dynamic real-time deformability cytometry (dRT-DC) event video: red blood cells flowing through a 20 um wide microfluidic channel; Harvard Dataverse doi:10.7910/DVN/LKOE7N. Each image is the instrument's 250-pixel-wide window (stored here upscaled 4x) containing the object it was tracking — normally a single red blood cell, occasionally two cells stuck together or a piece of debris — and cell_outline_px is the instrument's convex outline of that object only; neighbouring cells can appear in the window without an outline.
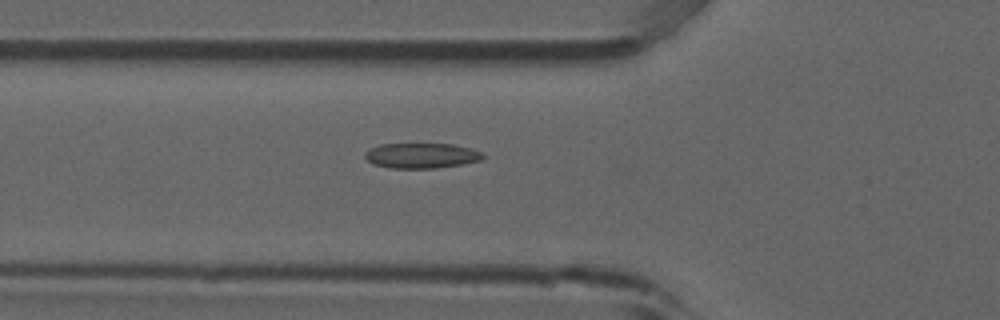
{"species": "common noctule bat (a hibernating species)", "species_latin": "Nyctalus noctula", "temperature_condition": "room temperature", "stored_images_in_passage": 37, "camera_frame_rate_fps": 3000, "um_per_image_px": 0.085, "animal": {"sex": "male", "forearm_length_mm": 52.5}, "frame": {"image": 1, "passage_image": 9, "time_ms": 2.667, "image_size_px": [1000, 320], "cell_outline_px": [[484, 156], [480, 160], [464, 164], [436, 168], [392, 168], [376, 164], [368, 160], [364, 156], [364, 152], [368, 148], [380, 144], [452, 144], [472, 148], [480, 152]], "centroid_in_image_um": [35.81, 13.22], "position_along_channel_um": 90.0, "area_um2": 17.28}}
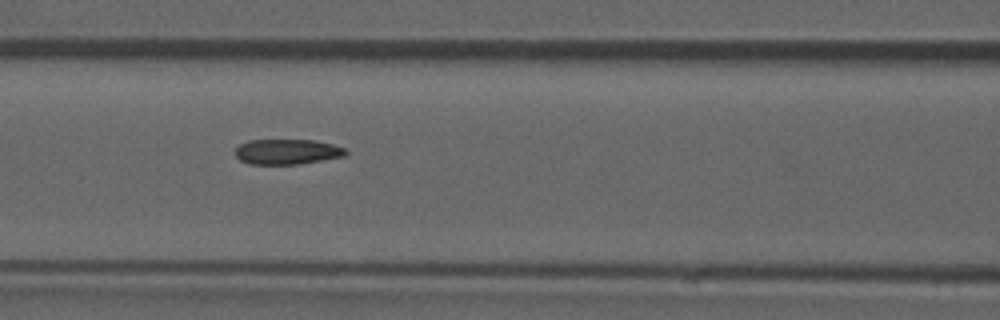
{"frame": {"image": 2, "passage_image": 13, "time_ms": 4.0, "image_size_px": [1000, 320], "cell_outline_px": [[348, 152], [344, 156], [300, 164], [248, 164], [240, 160], [236, 156], [236, 148], [240, 144], [248, 140], [316, 140], [332, 144], [344, 148]], "centroid_in_image_um": [24.4, 12.89], "position_along_channel_um": 142.2, "area_um2": 16.24}}
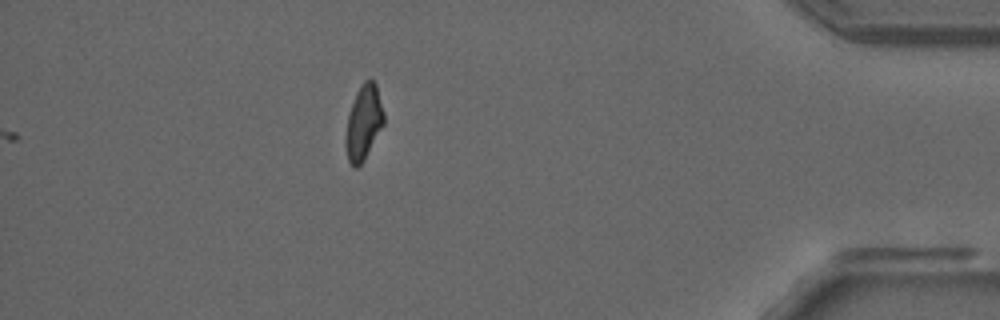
{"frame": {"image": 3, "passage_image": 37, "time_ms": 12.0, "image_size_px": [1000, 320], "cell_outline_px": [[384, 124], [364, 160], [356, 168], [352, 168], [348, 160], [344, 144], [344, 140], [348, 116], [356, 92], [360, 84], [364, 80], [372, 80], [376, 84], [384, 112]], "centroid_in_image_um": [30.89, 10.43], "position_along_channel_um": 404.3, "area_um2": 16.7}, "authors_computed_cell_mechanics": {"area_um2": 17.1666, "velocity_mm_per_s": 3.8724, "shape_relaxation_time_tau1_ms": null, "shape_relaxation_time_tau2_ms": 2.2177, "deformation_change_tau1": null, "deformation_change_tau2": 0.0832}}